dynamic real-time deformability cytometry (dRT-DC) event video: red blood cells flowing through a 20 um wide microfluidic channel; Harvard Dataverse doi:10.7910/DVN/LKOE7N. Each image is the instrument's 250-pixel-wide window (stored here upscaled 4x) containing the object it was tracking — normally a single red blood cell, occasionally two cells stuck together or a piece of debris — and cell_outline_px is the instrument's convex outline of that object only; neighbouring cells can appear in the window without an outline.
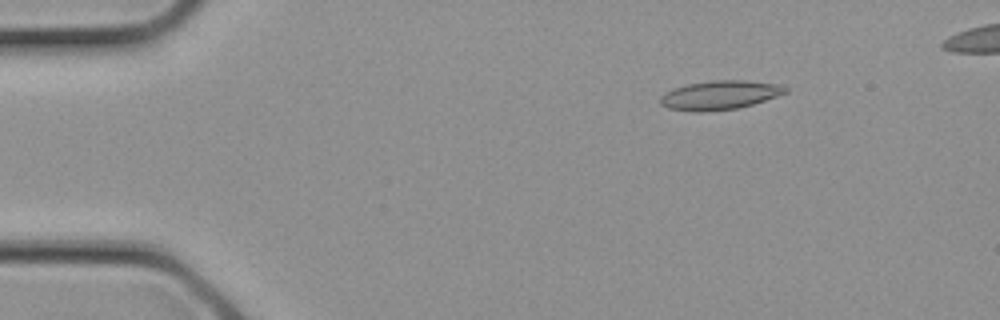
{"species": "common noctule bat (a hibernating species)", "species_latin": "Nyctalus noctula", "temperature_condition": "cold", "stored_images_in_passage": 10, "camera_frame_rate_fps": 3000, "um_per_image_px": 0.085, "animal": {"sex": "female", "body_mass_g": 21.9}, "frame": {"image": 1, "passage_image": 4, "time_ms": 1.0, "image_size_px": [1000, 320], "cell_outline_px": [[788, 92], [752, 104], [736, 108], [704, 112], [696, 112], [668, 108], [660, 104], [660, 96], [664, 92], [672, 88], [688, 84], [712, 80], [744, 80], [780, 84], [788, 88]], "centroid_in_image_um": [61.15, 8.07], "position_along_channel_um": 23.9, "area_um2": 21.15}}
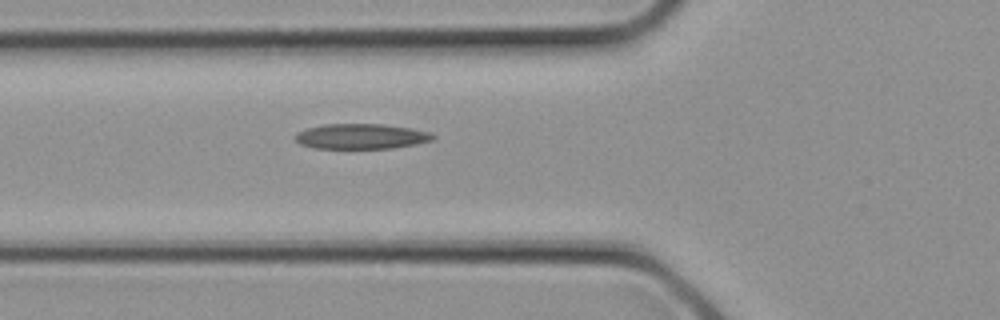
{"frame": {"image": 2, "passage_image": 10, "time_ms": 3.0, "image_size_px": [1000, 320], "cell_outline_px": [[436, 136], [432, 140], [416, 144], [392, 148], [312, 148], [300, 144], [296, 140], [296, 132], [308, 128], [324, 124], [384, 124], [408, 128], [428, 132]], "centroid_in_image_um": [30.67, 11.59], "position_along_channel_um": 95.1, "area_um2": 20.06}}